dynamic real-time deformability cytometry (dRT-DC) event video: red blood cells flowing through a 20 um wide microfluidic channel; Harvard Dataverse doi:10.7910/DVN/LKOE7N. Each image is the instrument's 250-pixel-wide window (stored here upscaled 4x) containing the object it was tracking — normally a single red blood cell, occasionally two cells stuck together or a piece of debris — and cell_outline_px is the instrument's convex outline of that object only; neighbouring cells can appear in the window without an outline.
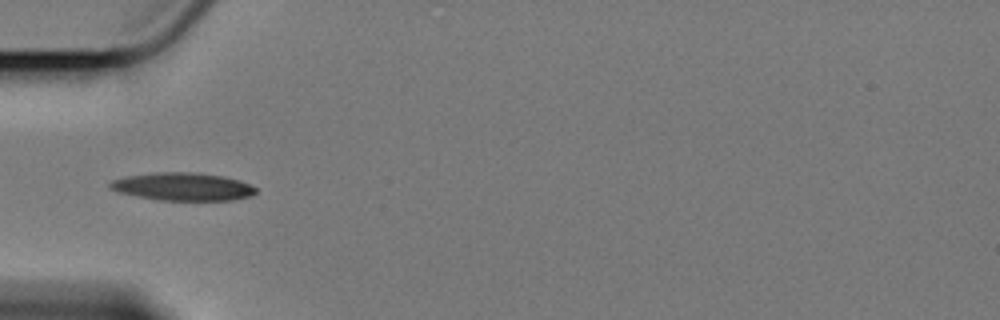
{"species": "Egyptian fruit bat (a non-hibernating species)", "species_latin": "Rousettus aegyptiacus", "temperature_condition": "cold", "stored_images_in_passage": 7, "camera_frame_rate_fps": 3000, "um_per_image_px": 0.085, "animal": {"sex": "female"}, "frame": {"image": 1, "passage_image": 1, "time_ms": 0.0, "image_size_px": [1000, 320], "cell_outline_px": [[256, 192], [248, 196], [232, 200], [160, 200], [120, 192], [108, 188], [108, 184], [112, 180], [124, 176], [156, 172], [196, 172], [224, 176], [240, 180], [256, 188]], "centroid_in_image_um": [15.51, 15.85], "position_along_channel_um": 69.5, "area_um2": 23.58}}
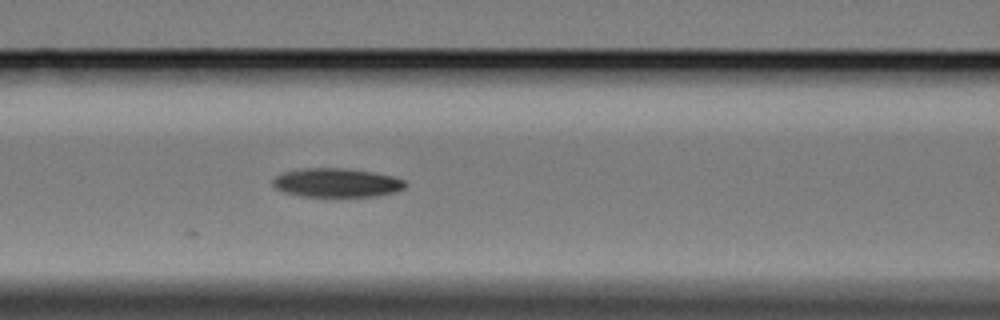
{"frame": {"image": 2, "passage_image": 7, "time_ms": 2.0, "image_size_px": [1000, 320], "cell_outline_px": [[408, 184], [404, 188], [396, 192], [376, 196], [304, 196], [284, 192], [276, 188], [272, 184], [272, 180], [276, 176], [284, 172], [304, 168], [348, 168], [372, 172], [392, 176], [404, 180]], "centroid_in_image_um": [28.64, 15.52], "position_along_channel_um": 138.0, "area_um2": 22.25}}